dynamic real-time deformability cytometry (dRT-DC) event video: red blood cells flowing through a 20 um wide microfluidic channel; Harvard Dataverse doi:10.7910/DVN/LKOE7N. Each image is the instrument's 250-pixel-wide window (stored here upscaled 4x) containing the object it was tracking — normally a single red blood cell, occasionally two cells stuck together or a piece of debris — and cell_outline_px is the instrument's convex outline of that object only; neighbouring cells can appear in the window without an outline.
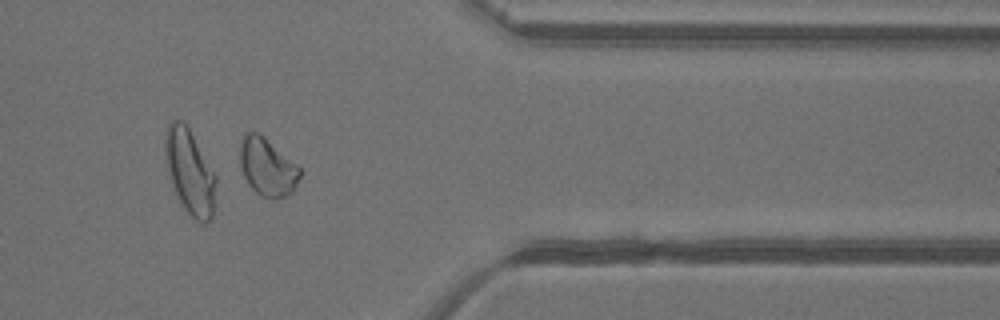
{"species": "common noctule bat (a hibernating species)", "species_latin": "Nyctalus noctula", "temperature_condition": "warm", "stored_images_in_passage": 49, "camera_frame_rate_fps": 3000, "um_per_image_px": 0.085, "animal": {"sex": "female"}, "frame": {"image": 1, "passage_image": 42, "time_ms": 13.667, "image_size_px": [1000, 320], "cell_outline_px": [[300, 176], [292, 192], [288, 196], [276, 200], [260, 196], [248, 184], [240, 168], [240, 144], [244, 132], [260, 132], [296, 164], [300, 168]], "centroid_in_image_um": [22.71, 14.2], "position_along_channel_um": 388.7, "area_um2": 20.4}}